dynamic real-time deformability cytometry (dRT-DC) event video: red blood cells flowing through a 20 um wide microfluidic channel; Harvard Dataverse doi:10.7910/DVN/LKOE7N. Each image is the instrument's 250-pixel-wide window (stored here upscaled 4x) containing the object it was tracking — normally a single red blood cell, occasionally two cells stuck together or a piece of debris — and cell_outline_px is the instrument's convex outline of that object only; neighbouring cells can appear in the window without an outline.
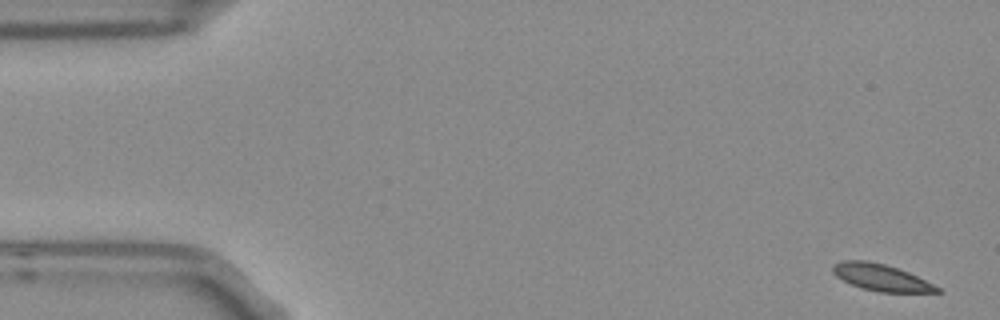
{"species": "Egyptian fruit bat (a non-hibernating species)", "species_latin": "Rousettus aegyptiacus", "temperature_condition": "room temperature", "stored_images_in_passage": 7, "camera_frame_rate_fps": 3000, "um_per_image_px": 0.085, "frame": {"image": 1, "passage_image": 1, "time_ms": 0.0, "image_size_px": [1000, 320], "cell_outline_px": [[940, 292], [880, 292], [864, 288], [852, 284], [836, 276], [832, 272], [832, 264], [840, 260], [864, 260], [884, 264], [908, 272], [940, 288]], "centroid_in_image_um": [74.84, 23.57], "position_along_channel_um": 10.2, "area_um2": 15.9}}
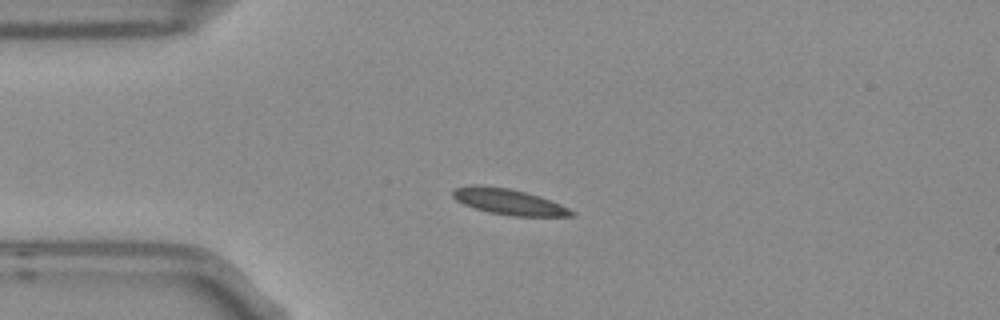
{"frame": {"image": 2, "passage_image": 4, "time_ms": 1.0, "image_size_px": [1000, 320], "cell_outline_px": [[576, 216], [512, 216], [488, 212], [464, 204], [456, 200], [452, 196], [452, 188], [472, 184], [476, 184], [508, 188], [540, 196], [560, 204], [576, 212]], "centroid_in_image_um": [43.22, 17.14], "position_along_channel_um": 41.8, "area_um2": 17.92}}
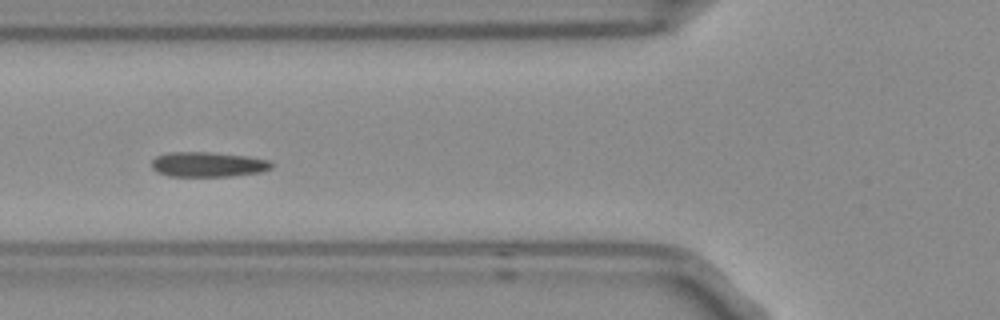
{"frame": {"image": 3, "passage_image": 6, "time_ms": 1.667, "image_size_px": [1000, 320], "cell_outline_px": [[272, 168], [260, 172], [232, 176], [168, 176], [156, 172], [152, 168], [152, 160], [156, 156], [168, 152], [208, 152], [244, 156], [268, 160], [272, 164]], "centroid_in_image_um": [17.63, 13.98], "position_along_channel_um": 108.2, "area_um2": 17.34}}